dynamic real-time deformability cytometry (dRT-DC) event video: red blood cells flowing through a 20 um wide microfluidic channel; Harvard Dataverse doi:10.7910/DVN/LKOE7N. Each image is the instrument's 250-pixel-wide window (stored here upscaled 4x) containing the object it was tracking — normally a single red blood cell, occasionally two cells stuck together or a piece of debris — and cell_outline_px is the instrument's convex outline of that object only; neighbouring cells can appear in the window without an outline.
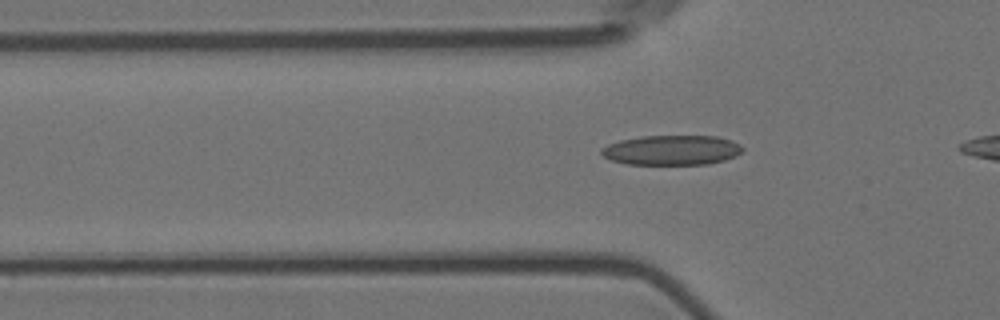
{"species": "Egyptian fruit bat (a non-hibernating species)", "species_latin": "Rousettus aegyptiacus", "temperature_condition": "room temperature", "stored_images_in_passage": 35, "camera_frame_rate_fps": 3000, "um_per_image_px": 0.085, "animal": {"sex": "female"}, "frame": {"image": 1, "passage_image": 8, "time_ms": 2.333, "image_size_px": [1000, 320], "cell_outline_px": [[744, 148], [736, 156], [724, 160], [708, 164], [628, 164], [612, 160], [604, 156], [600, 152], [600, 148], [608, 144], [620, 140], [640, 136], [716, 136], [732, 140], [740, 144]], "centroid_in_image_um": [57.1, 12.75], "position_along_channel_um": 68.7, "area_um2": 24.57}}
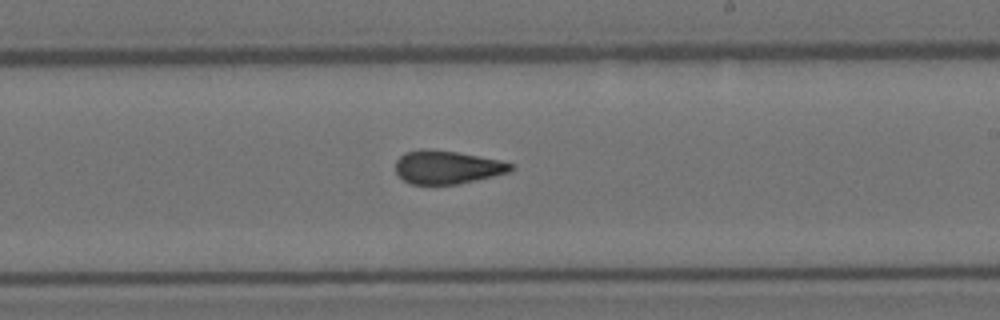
{"frame": {"image": 2, "passage_image": 23, "time_ms": 7.333, "image_size_px": [1000, 320], "cell_outline_px": [[516, 168], [508, 172], [460, 184], [412, 184], [404, 180], [396, 172], [396, 160], [404, 152], [424, 148], [456, 152], [500, 160], [516, 164]], "centroid_in_image_um": [38.02, 14.21], "position_along_channel_um": 251.0, "area_um2": 22.37}}
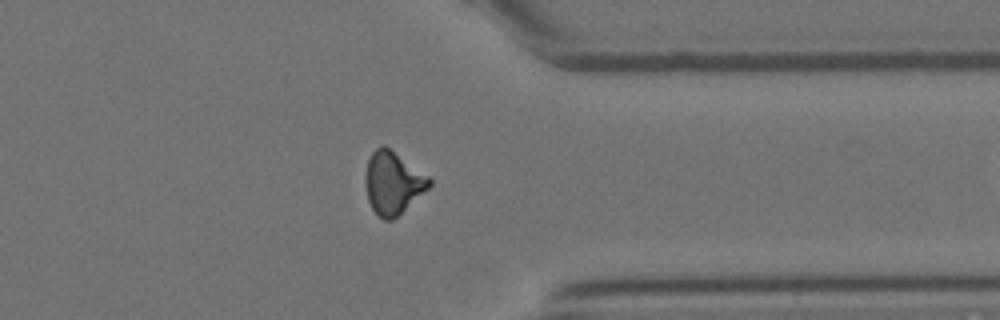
{"frame": {"image": 3, "passage_image": 34, "time_ms": 11.0, "image_size_px": [1000, 320], "cell_outline_px": [[432, 184], [428, 188], [392, 220], [384, 220], [372, 208], [368, 200], [364, 180], [368, 160], [372, 152], [376, 148], [384, 144], [428, 176], [432, 180]], "centroid_in_image_um": [33.37, 15.52], "position_along_channel_um": 378.0, "area_um2": 22.89}}